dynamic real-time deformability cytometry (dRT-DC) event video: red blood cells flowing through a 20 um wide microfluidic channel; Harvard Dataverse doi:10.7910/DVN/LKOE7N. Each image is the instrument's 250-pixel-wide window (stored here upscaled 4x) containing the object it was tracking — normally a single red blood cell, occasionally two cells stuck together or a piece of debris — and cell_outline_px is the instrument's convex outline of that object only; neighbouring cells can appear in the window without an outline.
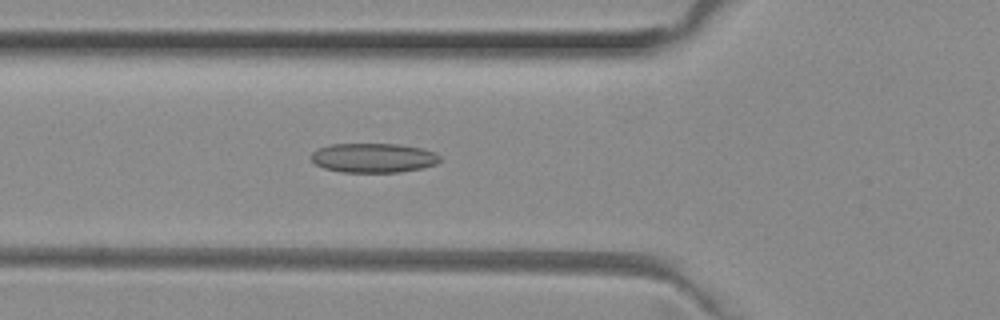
{"species": "common noctule bat (a hibernating species)", "species_latin": "Nyctalus noctula", "temperature_condition": "room temperature", "stored_images_in_passage": 50, "camera_frame_rate_fps": 3000, "um_per_image_px": 0.085, "animal": {"sex": "female", "body_mass_g": 29.2, "forearm_length_mm": 56.3}, "frame": {"image": 1, "passage_image": 17, "time_ms": 5.333, "image_size_px": [1000, 320], "cell_outline_px": [[440, 160], [436, 164], [420, 168], [400, 172], [340, 172], [324, 168], [316, 164], [308, 156], [316, 148], [332, 144], [400, 144], [420, 148], [436, 152], [440, 156]], "centroid_in_image_um": [31.7, 13.41], "position_along_channel_um": 94.1, "area_um2": 22.2}}
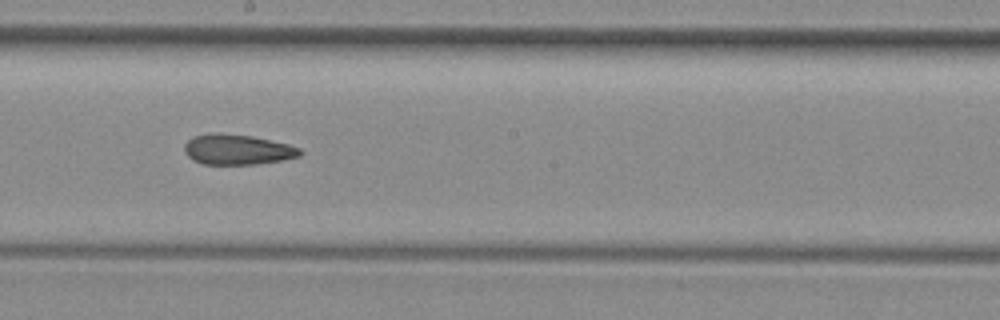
{"frame": {"image": 2, "passage_image": 27, "time_ms": 8.667, "image_size_px": [1000, 320], "cell_outline_px": [[304, 152], [300, 156], [280, 160], [256, 164], [204, 164], [192, 160], [184, 152], [184, 144], [192, 136], [208, 132], [216, 132], [252, 136], [288, 144], [300, 148]], "centroid_in_image_um": [20.14, 12.69], "position_along_channel_um": 228.1, "area_um2": 20.58}}
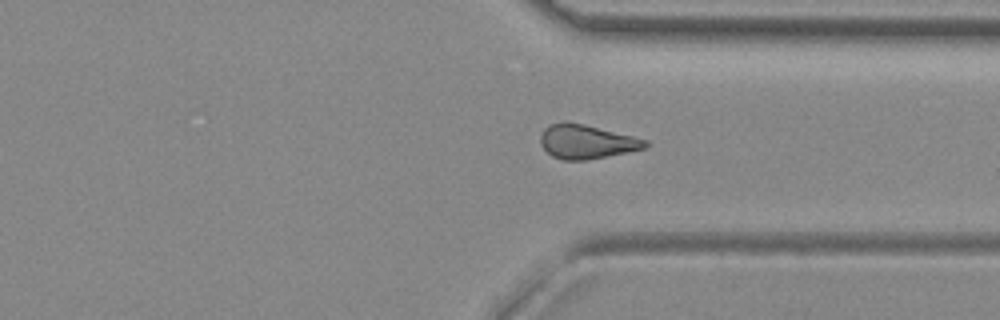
{"frame": {"image": 3, "passage_image": 37, "time_ms": 12.0, "image_size_px": [1000, 320], "cell_outline_px": [[648, 144], [644, 148], [628, 152], [584, 160], [564, 160], [552, 156], [540, 144], [540, 136], [544, 128], [548, 124], [564, 120], [568, 120], [648, 140]], "centroid_in_image_um": [49.8, 12.02], "position_along_channel_um": 361.6, "area_um2": 20.81}, "authors_computed_cell_mechanics": {"area_um2": 21.1259, "velocity_mm_per_s": 4.0135, "shape_relaxation_time_tau1_ms": null, "shape_relaxation_time_tau2_ms": 5.0122, "deformation_change_tau1": null, "deformation_change_tau2": 0.1409}}